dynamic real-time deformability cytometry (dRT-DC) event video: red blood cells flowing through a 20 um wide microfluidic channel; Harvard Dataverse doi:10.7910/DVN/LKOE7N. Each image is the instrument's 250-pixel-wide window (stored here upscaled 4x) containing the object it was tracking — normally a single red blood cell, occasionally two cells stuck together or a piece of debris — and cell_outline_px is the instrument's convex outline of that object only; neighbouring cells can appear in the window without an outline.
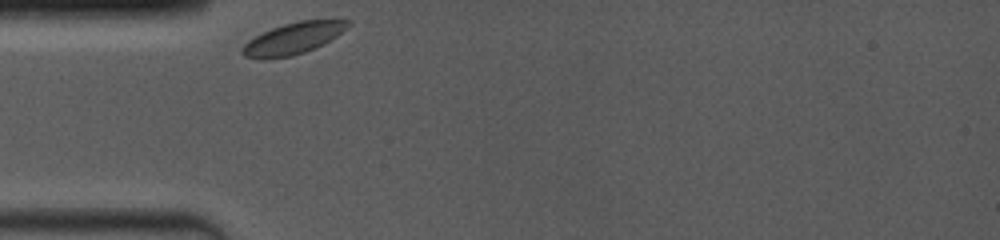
{"species": "common noctule bat (a hibernating species)", "species_latin": "Nyctalus noctula", "temperature_condition": "room temperature", "stored_images_in_passage": 33, "camera_frame_rate_fps": 4000, "um_per_image_px": 0.085, "animal": {"sex": "female", "body_mass_g": 19.0, "forearm_length_mm": 53.3}, "frame": {"image": 1, "passage_image": 1, "time_ms": 0.0, "image_size_px": [1000, 240], "cell_outline_px": [[352, 24], [348, 28], [324, 44], [304, 52], [292, 56], [268, 60], [260, 60], [244, 56], [240, 52], [240, 48], [248, 40], [272, 28], [284, 24], [300, 20], [352, 20]], "centroid_in_image_um": [24.9, 3.29], "position_along_channel_um": 60.1, "area_um2": 19.65}}
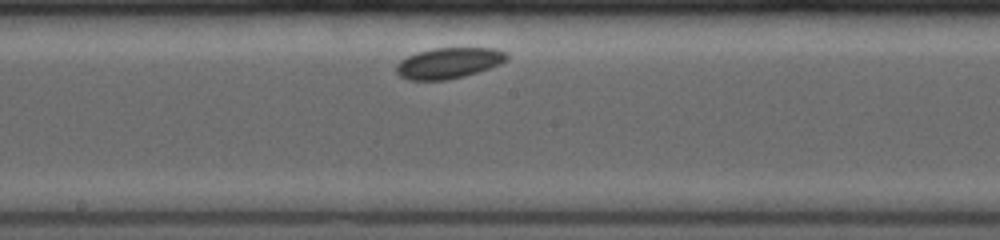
{"frame": {"image": 2, "passage_image": 21, "time_ms": 4.25, "image_size_px": [1000, 240], "cell_outline_px": [[508, 60], [500, 64], [464, 76], [448, 80], [408, 80], [400, 76], [396, 72], [396, 64], [400, 60], [408, 56], [432, 48], [496, 48], [508, 52]], "centroid_in_image_um": [38.15, 5.36], "position_along_channel_um": 210.0, "area_um2": 19.88}}
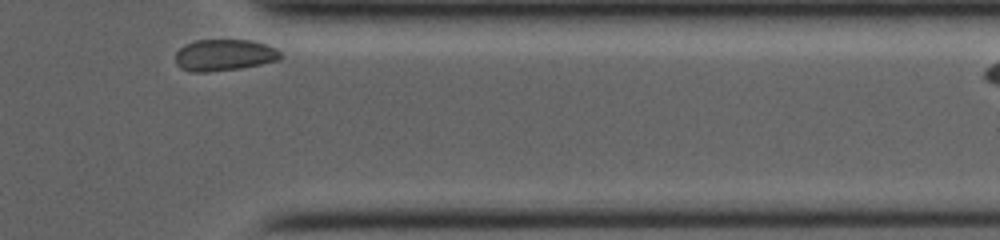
{"frame": {"image": 3, "passage_image": 33, "time_ms": 9.25, "image_size_px": [1000, 240], "cell_outline_px": [[280, 60], [240, 68], [208, 72], [192, 72], [180, 68], [176, 64], [176, 52], [184, 44], [196, 40], [252, 40], [276, 48], [280, 52]], "centroid_in_image_um": [19.03, 4.68], "position_along_channel_um": 392.4, "area_um2": 19.31}}